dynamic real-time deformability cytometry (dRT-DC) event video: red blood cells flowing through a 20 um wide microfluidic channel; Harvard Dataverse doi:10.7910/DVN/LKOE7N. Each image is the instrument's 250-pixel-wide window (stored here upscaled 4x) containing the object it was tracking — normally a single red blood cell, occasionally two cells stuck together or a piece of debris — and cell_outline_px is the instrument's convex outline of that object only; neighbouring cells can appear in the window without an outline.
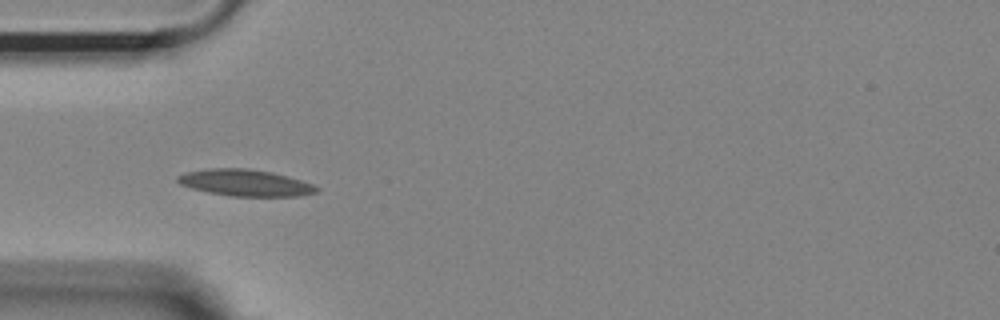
{"species": "Egyptian fruit bat (a non-hibernating species)", "species_latin": "Rousettus aegyptiacus", "temperature_condition": "room temperature", "stored_images_in_passage": 39, "camera_frame_rate_fps": 3000, "um_per_image_px": 0.085, "animal": {"sex": "female"}, "frame": {"image": 1, "passage_image": 1, "time_ms": 0.0, "image_size_px": [1000, 320], "cell_outline_px": [[320, 188], [316, 192], [300, 196], [228, 196], [208, 192], [192, 188], [180, 184], [176, 180], [176, 176], [184, 172], [208, 168], [248, 168], [272, 172], [288, 176], [312, 184]], "centroid_in_image_um": [20.81, 15.53], "position_along_channel_um": 64.2, "area_um2": 21.62}}
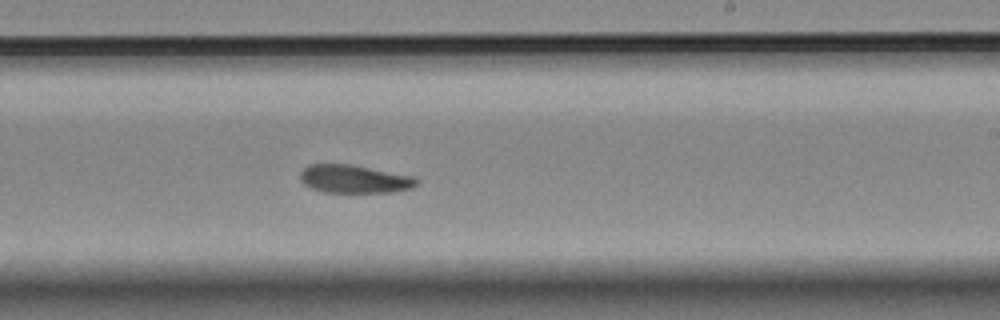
{"frame": {"image": 2, "passage_image": 17, "time_ms": 5.333, "image_size_px": [1000, 320], "cell_outline_px": [[420, 180], [412, 188], [392, 192], [324, 192], [312, 188], [304, 184], [300, 180], [300, 172], [308, 164], [352, 164], [416, 176]], "centroid_in_image_um": [30.15, 15.2], "position_along_channel_um": 258.9, "area_um2": 19.31}}
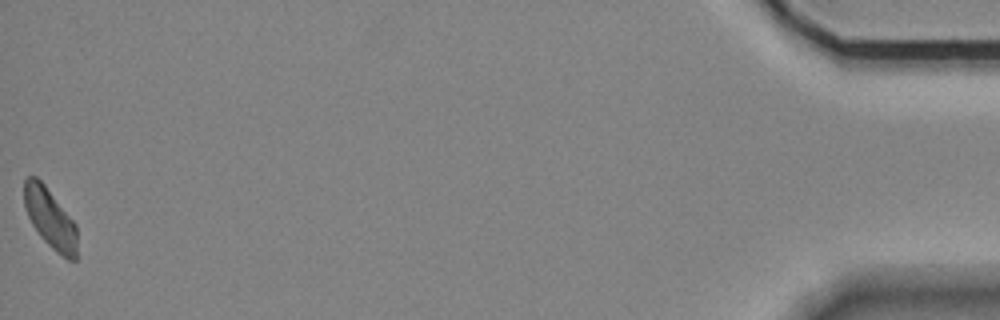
{"frame": {"image": 3, "passage_image": 39, "time_ms": 12.667, "image_size_px": [1000, 320], "cell_outline_px": [[76, 260], [68, 260], [56, 252], [40, 236], [32, 224], [24, 208], [24, 180], [28, 176], [36, 176], [44, 184], [76, 224]], "centroid_in_image_um": [4.24, 18.55], "position_along_channel_um": 431.0, "area_um2": 18.32}, "authors_computed_cell_mechanics": {"area_um2": 19.5364, "velocity_mm_per_s": 3.6528, "shape_relaxation_time_tau1_ms": 7.443, "shape_relaxation_time_tau2_ms": null, "deformation_change_tau1": 0.1552, "deformation_change_tau2": null}}